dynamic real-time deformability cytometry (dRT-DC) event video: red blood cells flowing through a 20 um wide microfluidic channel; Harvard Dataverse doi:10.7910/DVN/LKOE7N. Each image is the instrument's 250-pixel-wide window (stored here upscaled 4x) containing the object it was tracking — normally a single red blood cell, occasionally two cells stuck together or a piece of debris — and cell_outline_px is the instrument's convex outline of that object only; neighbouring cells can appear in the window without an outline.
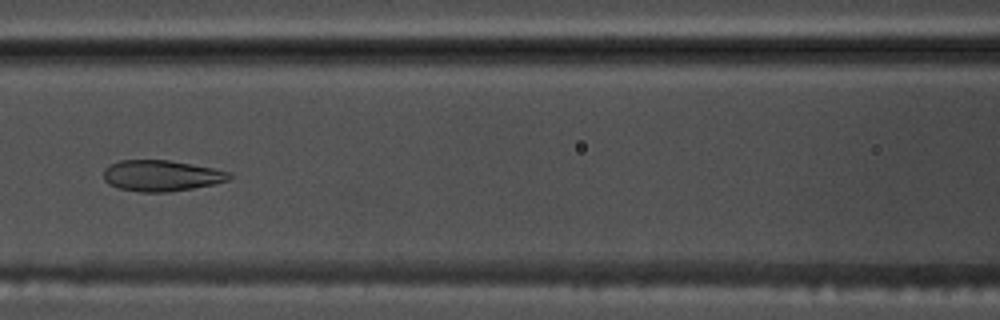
{"species": "common noctule bat (a hibernating species)", "species_latin": "Nyctalus noctula", "temperature_condition": "warm", "stored_images_in_passage": 55, "camera_frame_rate_fps": 3000, "um_per_image_px": 0.085, "animal": {"sex": "male", "body_mass_g": 17.5, "forearm_length_mm": 52.3}, "frame": {"image": 1, "passage_image": 25, "time_ms": 8.0, "image_size_px": [1000, 320], "cell_outline_px": [[232, 176], [228, 180], [212, 184], [192, 188], [168, 192], [140, 192], [120, 188], [108, 184], [104, 180], [104, 168], [120, 160], [168, 160], [212, 168], [232, 172]], "centroid_in_image_um": [13.7, 14.93], "position_along_channel_um": 152.9, "area_um2": 22.54}}
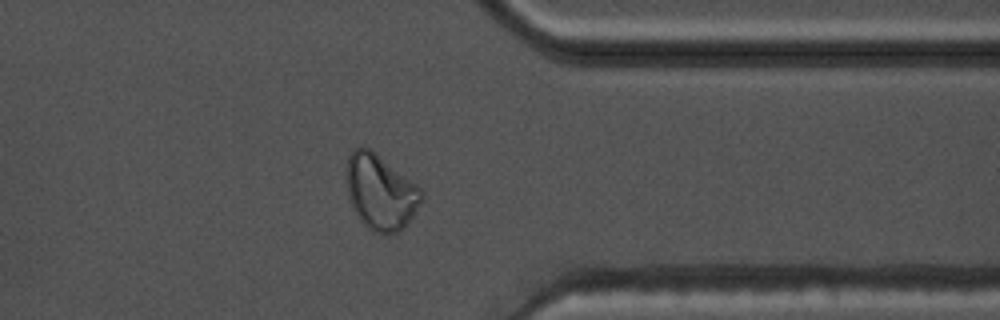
{"frame": {"image": 2, "passage_image": 44, "time_ms": 14.333, "image_size_px": [1000, 320], "cell_outline_px": [[424, 196], [420, 204], [412, 216], [400, 232], [384, 236], [372, 232], [356, 216], [352, 208], [348, 196], [344, 176], [344, 172], [348, 156], [352, 148], [368, 148], [376, 152], [416, 184], [424, 192]], "centroid_in_image_um": [32.3, 16.34], "position_along_channel_um": 379.1, "area_um2": 33.58}}
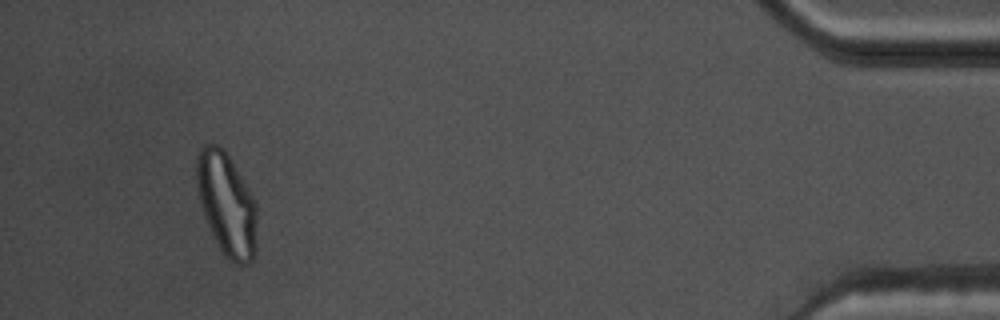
{"frame": {"image": 3, "passage_image": 52, "time_ms": 17.0, "image_size_px": [1000, 320], "cell_outline_px": [[256, 252], [252, 260], [248, 264], [236, 264], [220, 248], [204, 216], [196, 184], [196, 156], [200, 148], [204, 144], [220, 144], [224, 148], [252, 196], [256, 204]], "centroid_in_image_um": [19.25, 17.31], "position_along_channel_um": 415.9, "area_um2": 35.78}, "authors_computed_cell_mechanics": {"area_um2": 28.8422, "velocity_mm_per_s": 3.6851, "shape_relaxation_time_tau1_ms": null, "shape_relaxation_time_tau2_ms": 1.1593, "deformation_change_tau1": null, "deformation_change_tau2": 0.0741}}